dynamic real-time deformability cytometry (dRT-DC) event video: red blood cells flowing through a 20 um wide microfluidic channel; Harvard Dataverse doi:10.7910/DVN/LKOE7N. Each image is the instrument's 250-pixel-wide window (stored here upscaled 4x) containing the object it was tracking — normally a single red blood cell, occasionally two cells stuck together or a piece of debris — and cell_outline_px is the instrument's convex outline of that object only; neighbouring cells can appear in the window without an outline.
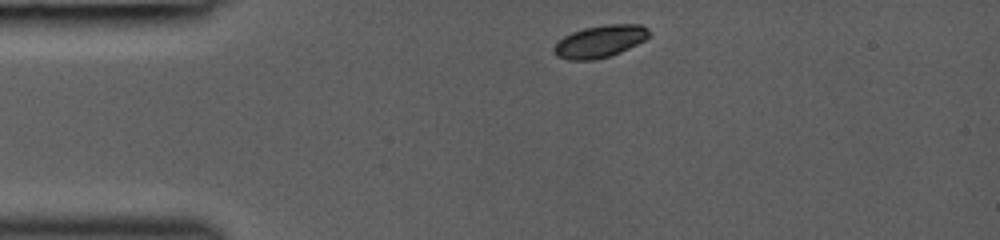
{"species": "common noctule bat (a hibernating species)", "species_latin": "Nyctalus noctula", "temperature_condition": "room temperature", "stored_images_in_passage": 9, "camera_frame_rate_fps": 3000, "um_per_image_px": 0.085, "animal": {"sex": "female", "body_mass_g": 19.0, "forearm_length_mm": 53.3}, "frame": {"image": 1, "passage_image": 1, "time_ms": 0.0, "image_size_px": [1000, 240], "cell_outline_px": [[648, 36], [644, 40], [620, 52], [596, 60], [568, 60], [556, 56], [552, 52], [552, 48], [564, 36], [572, 32], [584, 28], [608, 24], [640, 24], [648, 28]], "centroid_in_image_um": [50.95, 3.52], "position_along_channel_um": 34.0, "area_um2": 17.74}}
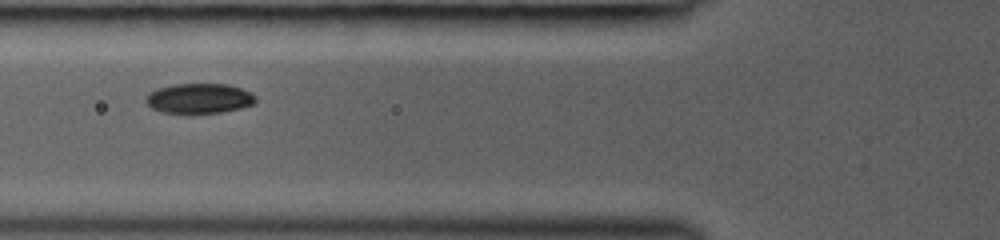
{"frame": {"image": 2, "passage_image": 6, "time_ms": 2.667, "image_size_px": [1000, 240], "cell_outline_px": [[256, 104], [224, 112], [192, 116], [188, 116], [164, 112], [152, 108], [144, 100], [144, 96], [148, 92], [156, 88], [172, 84], [228, 84], [240, 88], [256, 96]], "centroid_in_image_um": [16.88, 8.4], "position_along_channel_um": 108.9, "area_um2": 20.06}}
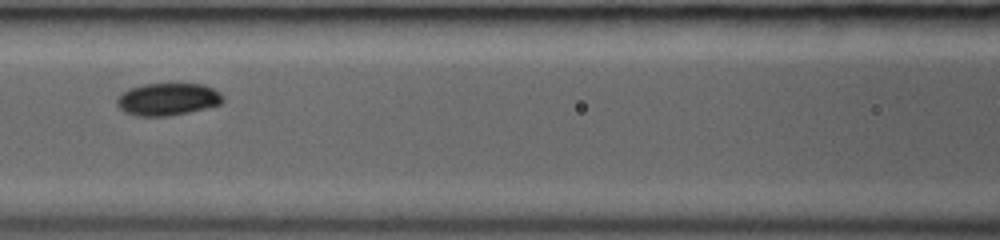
{"frame": {"image": 3, "passage_image": 8, "time_ms": 3.667, "image_size_px": [1000, 240], "cell_outline_px": [[224, 100], [220, 104], [188, 112], [168, 116], [136, 116], [124, 112], [116, 104], [116, 100], [128, 88], [144, 84], [204, 84], [220, 92], [224, 96]], "centroid_in_image_um": [14.25, 8.43], "position_along_channel_um": 152.3, "area_um2": 19.94}}